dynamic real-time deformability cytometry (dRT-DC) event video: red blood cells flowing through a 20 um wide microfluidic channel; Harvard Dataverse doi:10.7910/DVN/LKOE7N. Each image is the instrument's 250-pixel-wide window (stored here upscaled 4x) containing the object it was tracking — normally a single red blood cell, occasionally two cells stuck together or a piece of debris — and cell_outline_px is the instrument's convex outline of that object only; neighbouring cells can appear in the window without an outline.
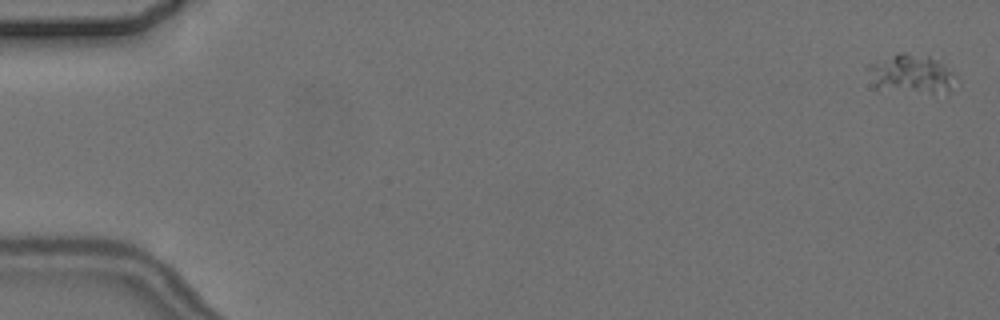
{"species": "common noctule bat (a hibernating species)", "species_latin": "Nyctalus noctula", "temperature_condition": "cold", "stored_images_in_passage": 5, "camera_frame_rate_fps": 3000, "um_per_image_px": 0.085, "animal": {"sex": "female", "body_mass_g": 24.6, "forearm_length_mm": 56.2}, "frame": {"image": 1, "passage_image": 1, "time_ms": 0.0, "image_size_px": [1000, 320], "cell_outline_px": [[960, 84], [948, 92], [932, 92], [876, 88], [868, 68], [868, 64], [900, 52], [904, 52], [928, 56], [936, 60], [952, 72], [960, 80]], "centroid_in_image_um": [77.55, 6.27], "position_along_channel_um": 7.5, "area_um2": 19.54}}